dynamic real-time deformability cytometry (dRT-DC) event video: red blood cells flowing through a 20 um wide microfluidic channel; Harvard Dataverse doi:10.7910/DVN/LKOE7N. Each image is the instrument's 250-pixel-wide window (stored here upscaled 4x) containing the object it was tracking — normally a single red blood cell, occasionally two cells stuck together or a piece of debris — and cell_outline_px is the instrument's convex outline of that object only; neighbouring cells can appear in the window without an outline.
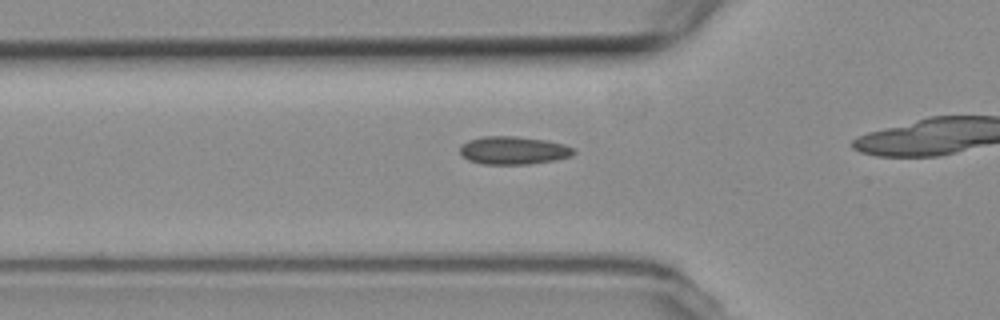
{"species": "common noctule bat (a hibernating species)", "species_latin": "Nyctalus noctula", "temperature_condition": "room temperature", "stored_images_in_passage": 5, "camera_frame_rate_fps": 3000, "um_per_image_px": 0.085, "animal": {"sex": "female", "body_mass_g": 19.3, "forearm_length_mm": 54.1}, "frame": {"image": 1, "passage_image": 5, "time_ms": 5.667, "image_size_px": [1000, 320], "cell_outline_px": [[576, 152], [572, 156], [556, 160], [528, 164], [480, 164], [468, 160], [460, 152], [460, 144], [468, 140], [484, 136], [512, 136], [544, 140], [564, 144], [572, 148]], "centroid_in_image_um": [43.62, 12.79], "position_along_channel_um": 82.2, "area_um2": 18.55}}